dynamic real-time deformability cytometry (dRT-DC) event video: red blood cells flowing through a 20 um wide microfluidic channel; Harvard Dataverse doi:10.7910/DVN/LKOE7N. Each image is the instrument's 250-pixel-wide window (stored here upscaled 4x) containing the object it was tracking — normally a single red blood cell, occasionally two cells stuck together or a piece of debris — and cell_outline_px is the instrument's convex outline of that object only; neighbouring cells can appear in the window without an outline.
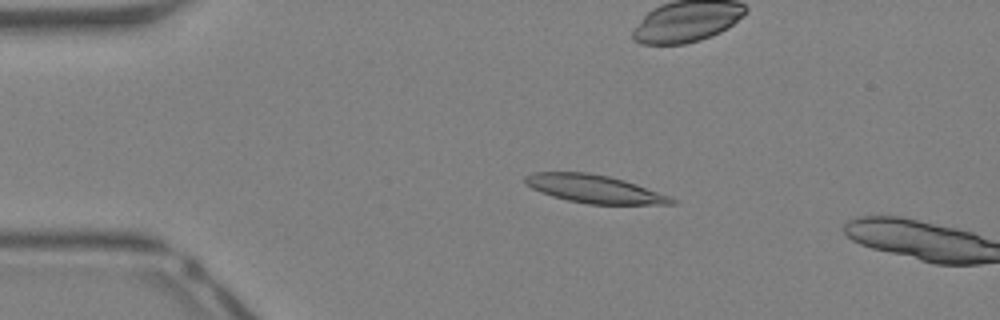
{"species": "Egyptian fruit bat (a non-hibernating species)", "species_latin": "Rousettus aegyptiacus", "temperature_condition": "warm", "stored_images_in_passage": 3, "camera_frame_rate_fps": 3000, "um_per_image_px": 0.085, "animal": {"sex": "female"}, "frame": {"image": 1, "passage_image": 1, "time_ms": 0.0, "image_size_px": [1000, 320], "cell_outline_px": [[680, 200], [676, 204], [588, 204], [568, 200], [552, 196], [540, 192], [524, 184], [524, 176], [532, 172], [588, 172], [608, 176], [624, 180], [636, 184]], "centroid_in_image_um": [50.5, 16.05], "position_along_channel_um": 34.5, "area_um2": 23.99}}